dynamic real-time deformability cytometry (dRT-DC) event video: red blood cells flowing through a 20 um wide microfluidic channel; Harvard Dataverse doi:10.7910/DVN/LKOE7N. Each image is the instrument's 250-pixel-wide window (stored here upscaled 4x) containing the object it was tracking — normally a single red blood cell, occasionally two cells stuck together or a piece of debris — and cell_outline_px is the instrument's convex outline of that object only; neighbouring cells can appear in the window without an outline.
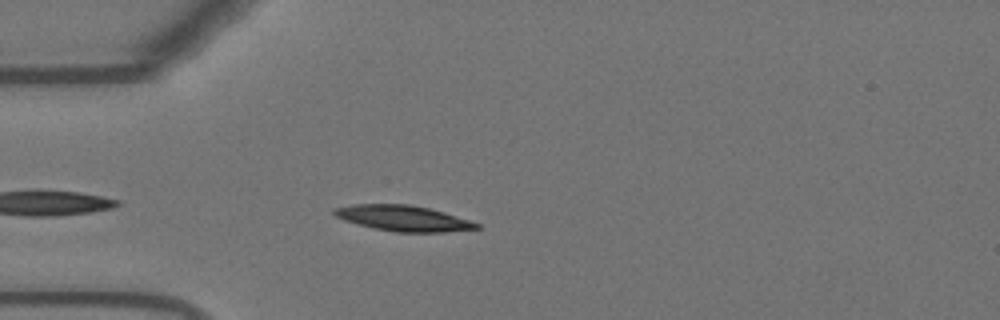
{"species": "Egyptian fruit bat (a non-hibernating species)", "species_latin": "Rousettus aegyptiacus", "temperature_condition": "warm", "stored_images_in_passage": 28, "camera_frame_rate_fps": 3000, "um_per_image_px": 0.085, "animal": {"sex": "female"}, "frame": {"image": 1, "passage_image": 3, "time_ms": 0.667, "image_size_px": [1000, 320], "cell_outline_px": [[480, 228], [444, 232], [396, 232], [376, 228], [344, 220], [336, 216], [332, 212], [332, 208], [352, 204], [408, 204], [428, 208], [444, 212], [472, 220], [480, 224]], "centroid_in_image_um": [34.29, 18.54], "position_along_channel_um": 50.7, "area_um2": 21.21}}
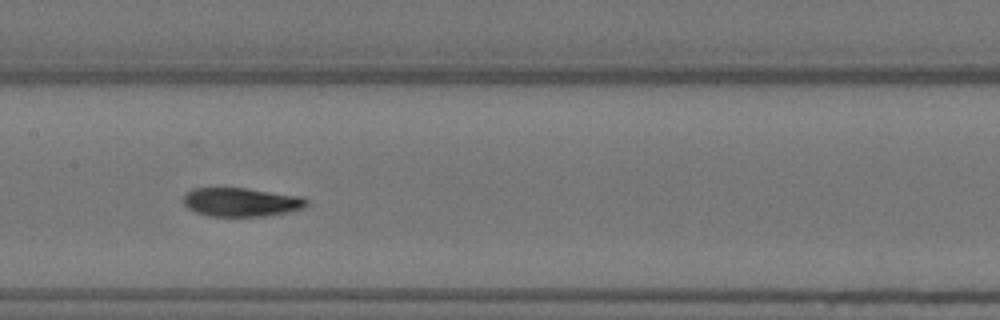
{"frame": {"image": 2, "passage_image": 15, "time_ms": 4.667, "image_size_px": [1000, 320], "cell_outline_px": [[308, 204], [300, 208], [288, 212], [264, 216], [212, 216], [196, 212], [188, 208], [184, 204], [184, 196], [192, 188], [248, 188], [304, 196], [308, 200]], "centroid_in_image_um": [20.53, 17.17], "position_along_channel_um": 186.9, "area_um2": 20.63}}
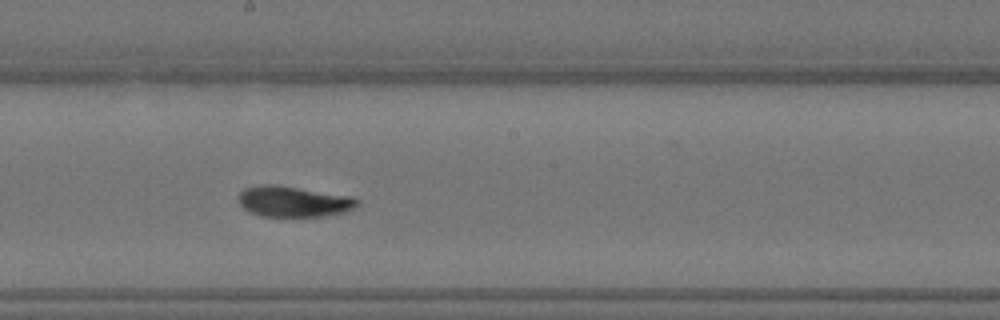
{"frame": {"image": 3, "passage_image": 18, "time_ms": 5.667, "image_size_px": [1000, 320], "cell_outline_px": [[360, 204], [348, 212], [328, 216], [296, 220], [260, 216], [248, 212], [240, 204], [236, 196], [244, 188], [264, 184], [272, 184], [352, 196], [360, 200]], "centroid_in_image_um": [24.97, 17.19], "position_along_channel_um": 223.2, "area_um2": 22.54}}